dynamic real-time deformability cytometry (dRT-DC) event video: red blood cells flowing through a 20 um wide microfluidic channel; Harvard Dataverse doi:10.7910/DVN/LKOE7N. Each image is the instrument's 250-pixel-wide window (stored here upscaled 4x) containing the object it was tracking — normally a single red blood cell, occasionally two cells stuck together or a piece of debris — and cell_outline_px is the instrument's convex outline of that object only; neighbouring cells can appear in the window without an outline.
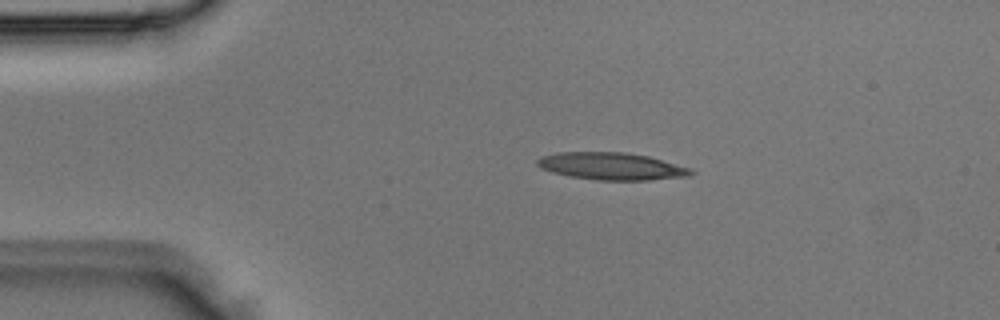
{"species": "Egyptian fruit bat (a non-hibernating species)", "species_latin": "Rousettus aegyptiacus", "temperature_condition": "room temperature", "stored_images_in_passage": 3, "camera_frame_rate_fps": 3000, "um_per_image_px": 0.085, "animal": {"sex": "male"}, "frame": {"image": 1, "passage_image": 2, "time_ms": 0.333, "image_size_px": [1000, 320], "cell_outline_px": [[696, 172], [692, 176], [648, 180], [600, 180], [572, 176], [552, 172], [540, 168], [536, 164], [536, 160], [540, 156], [560, 152], [624, 152], [648, 156], [692, 168]], "centroid_in_image_um": [52.02, 14.12], "position_along_channel_um": 33.0, "area_um2": 24.51}}